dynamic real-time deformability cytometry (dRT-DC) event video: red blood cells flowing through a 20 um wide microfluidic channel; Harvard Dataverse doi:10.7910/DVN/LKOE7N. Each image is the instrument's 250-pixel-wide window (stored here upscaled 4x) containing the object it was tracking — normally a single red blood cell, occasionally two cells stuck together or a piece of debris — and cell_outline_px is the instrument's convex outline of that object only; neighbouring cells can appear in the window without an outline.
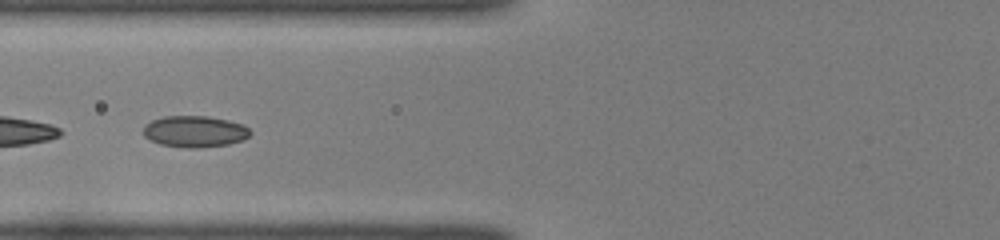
{"species": "common noctule bat (a hibernating species)", "species_latin": "Nyctalus noctula", "temperature_condition": "room temperature", "stored_images_in_passage": 14, "camera_frame_rate_fps": 3000, "um_per_image_px": 0.085, "animal": {"sex": "female", "body_mass_g": 22.0, "forearm_length_mm": 56.7}, "frame": {"image": 1, "passage_image": 7, "time_ms": 2.0, "image_size_px": [1000, 240], "cell_outline_px": [[252, 132], [248, 136], [240, 140], [228, 144], [196, 148], [188, 148], [160, 144], [144, 136], [144, 124], [152, 120], [164, 116], [208, 116], [228, 120], [244, 124]], "centroid_in_image_um": [16.55, 11.16], "position_along_channel_um": 109.3, "area_um2": 19.48}}
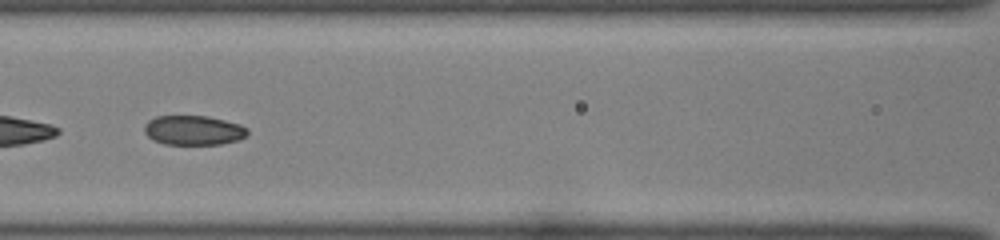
{"frame": {"image": 2, "passage_image": 10, "time_ms": 3.0, "image_size_px": [1000, 240], "cell_outline_px": [[248, 132], [244, 136], [236, 140], [220, 144], [164, 144], [152, 140], [144, 132], [144, 124], [148, 120], [156, 116], [208, 116], [240, 124], [248, 128]], "centroid_in_image_um": [16.4, 11.06], "position_along_channel_um": 150.2, "area_um2": 17.74}}